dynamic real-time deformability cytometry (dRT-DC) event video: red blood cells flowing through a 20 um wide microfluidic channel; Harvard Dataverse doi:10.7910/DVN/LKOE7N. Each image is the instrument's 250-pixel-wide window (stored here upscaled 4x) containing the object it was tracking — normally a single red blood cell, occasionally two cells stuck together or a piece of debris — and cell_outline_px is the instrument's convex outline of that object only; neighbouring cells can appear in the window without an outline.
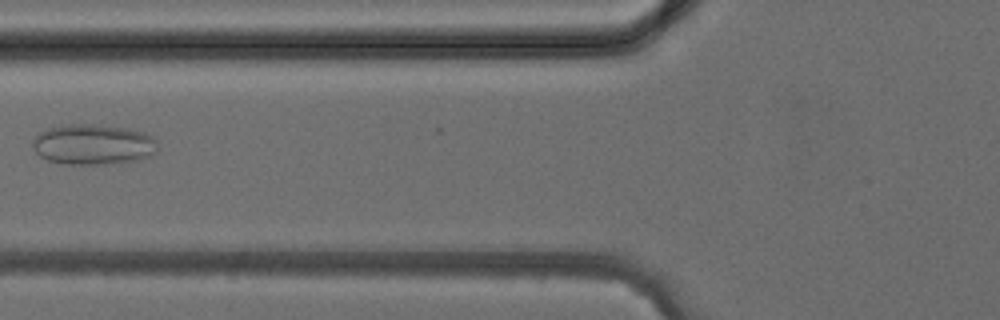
{"species": "common noctule bat (a hibernating species)", "species_latin": "Nyctalus noctula", "temperature_condition": "cold", "stored_images_in_passage": 4, "camera_frame_rate_fps": 3000, "um_per_image_px": 0.085, "animal": {"sex": "female", "body_mass_g": 24.6, "forearm_length_mm": 56.2}, "frame": {"image": 1, "passage_image": 4, "time_ms": 3.333, "image_size_px": [1000, 320], "cell_outline_px": [[156, 152], [152, 156], [136, 160], [104, 164], [64, 164], [48, 160], [40, 156], [36, 152], [32, 144], [32, 140], [40, 132], [48, 128], [68, 124], [92, 124], [124, 128], [144, 132], [152, 136], [156, 140]], "centroid_in_image_um": [7.91, 12.28], "position_along_channel_um": 117.9, "area_um2": 29.42}}